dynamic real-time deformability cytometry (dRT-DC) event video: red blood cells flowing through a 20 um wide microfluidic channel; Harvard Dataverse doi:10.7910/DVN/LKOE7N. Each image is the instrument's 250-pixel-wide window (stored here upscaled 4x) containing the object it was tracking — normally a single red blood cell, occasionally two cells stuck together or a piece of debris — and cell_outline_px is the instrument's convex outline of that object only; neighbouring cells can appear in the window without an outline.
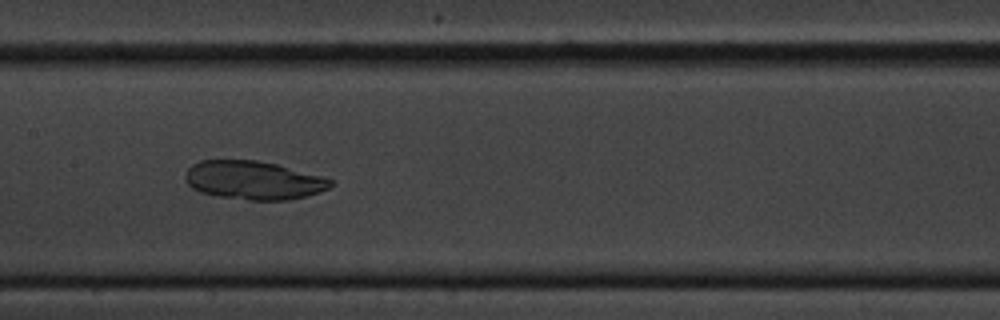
{"species": "common noctule bat (a hibernating species)", "species_latin": "Nyctalus noctula", "temperature_condition": "cold", "stored_images_in_passage": 59, "camera_frame_rate_fps": 3000, "um_per_image_px": 0.085, "animal": {"sex": "male", "body_mass_g": 20.1, "forearm_length_mm": 53.5}, "frame": {"image": 1, "passage_image": 29, "time_ms": 9.333, "image_size_px": [1000, 320], "cell_outline_px": [[332, 184], [328, 188], [320, 192], [288, 200], [248, 200], [220, 196], [200, 192], [192, 188], [188, 184], [184, 176], [188, 168], [192, 164], [200, 160], [256, 160], [276, 164], [320, 176], [332, 180]], "centroid_in_image_um": [21.5, 15.32], "position_along_channel_um": 185.9, "area_um2": 32.37}}
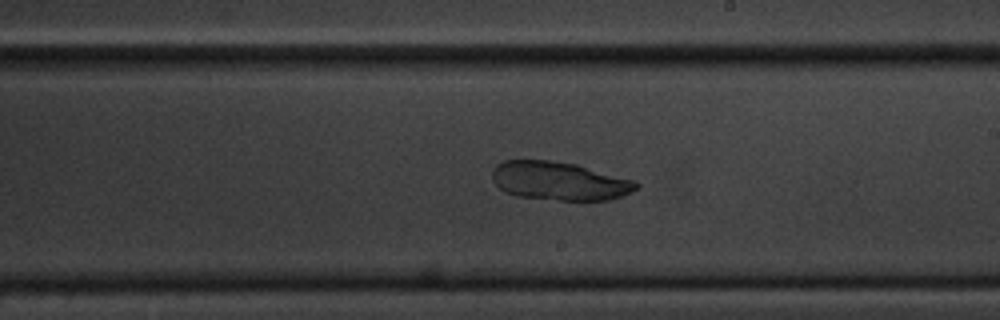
{"frame": {"image": 2, "passage_image": 34, "time_ms": 11.0, "image_size_px": [1000, 320], "cell_outline_px": [[640, 184], [632, 192], [608, 200], [560, 200], [516, 196], [504, 192], [492, 180], [492, 168], [496, 164], [504, 160], [548, 160], [576, 164], [636, 180]], "centroid_in_image_um": [47.53, 15.38], "position_along_channel_um": 241.5, "area_um2": 32.48}}
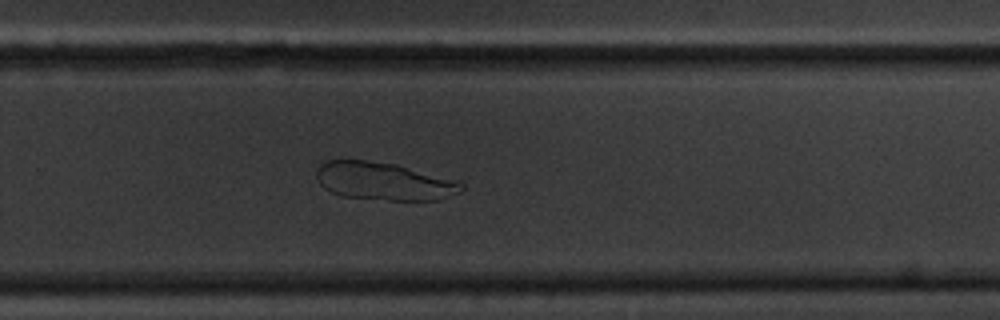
{"frame": {"image": 3, "passage_image": 39, "time_ms": 12.667, "image_size_px": [1000, 320], "cell_outline_px": [[464, 188], [460, 192], [440, 200], [388, 200], [340, 196], [324, 188], [320, 184], [316, 176], [316, 172], [320, 164], [328, 160], [368, 160], [396, 164], [456, 180], [464, 184]], "centroid_in_image_um": [32.63, 15.41], "position_along_channel_um": 297.2, "area_um2": 32.08}}